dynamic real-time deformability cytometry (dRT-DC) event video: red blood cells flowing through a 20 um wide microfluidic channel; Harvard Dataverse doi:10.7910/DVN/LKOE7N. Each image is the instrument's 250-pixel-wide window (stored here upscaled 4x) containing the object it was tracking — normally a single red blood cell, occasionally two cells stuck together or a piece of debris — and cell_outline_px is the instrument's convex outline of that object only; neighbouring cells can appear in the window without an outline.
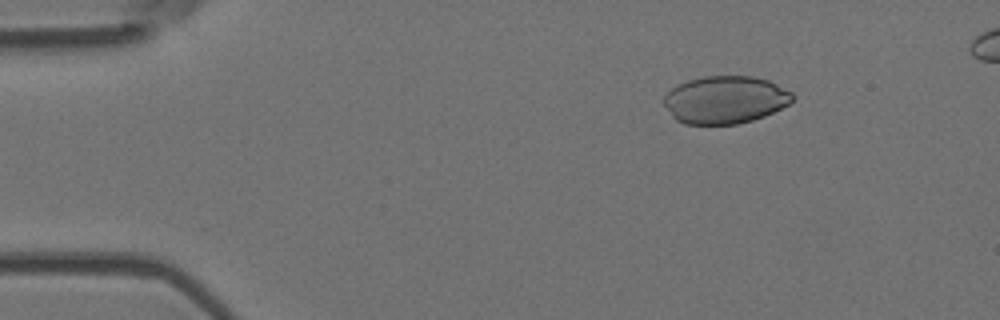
{"species": "Egyptian fruit bat (a non-hibernating species)", "species_latin": "Rousettus aegyptiacus", "temperature_condition": "room temperature", "stored_images_in_passage": 6, "camera_frame_rate_fps": 3000, "um_per_image_px": 0.085, "animal": {"sex": "female"}, "frame": {"image": 1, "passage_image": 3, "time_ms": 0.667, "image_size_px": [1000, 320], "cell_outline_px": [[796, 96], [788, 104], [764, 116], [752, 120], [736, 124], [684, 124], [676, 120], [672, 116], [664, 104], [664, 96], [672, 88], [688, 80], [704, 76], [752, 76], [768, 80], [792, 92]], "centroid_in_image_um": [61.64, 8.48], "position_along_channel_um": 23.4, "area_um2": 35.55}}